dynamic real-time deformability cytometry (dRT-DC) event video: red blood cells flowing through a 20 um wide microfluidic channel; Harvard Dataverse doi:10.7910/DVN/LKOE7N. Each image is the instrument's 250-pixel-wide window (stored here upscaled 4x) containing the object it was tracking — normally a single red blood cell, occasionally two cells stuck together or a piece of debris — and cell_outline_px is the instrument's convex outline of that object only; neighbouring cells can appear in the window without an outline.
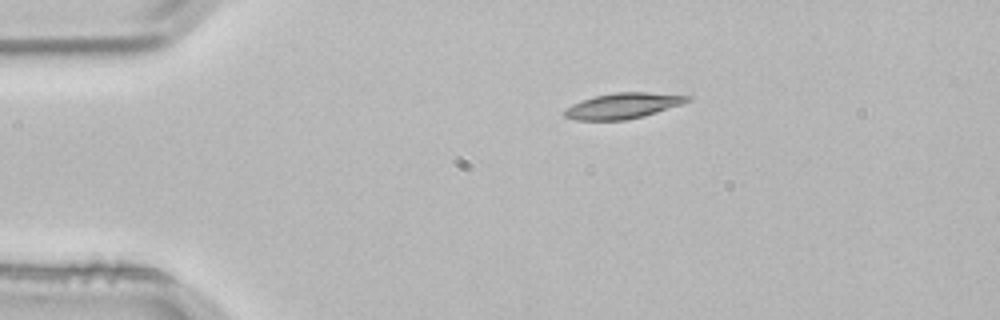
{"species": "common noctule bat (a hibernating species)", "species_latin": "Nyctalus noctula", "temperature_condition": "room temperature", "stored_images_in_passage": 2, "camera_frame_rate_fps": 3000, "um_per_image_px": 0.085, "animal": {"sex": "male", "body_mass_g": 21.5, "forearm_length_mm": 52.0}, "frame": {"image": 1, "passage_image": 1, "time_ms": 0.0, "image_size_px": [1000, 320], "cell_outline_px": [[692, 100], [644, 116], [628, 120], [576, 120], [564, 116], [564, 108], [572, 104], [596, 96], [616, 92], [648, 92], [692, 96]], "centroid_in_image_um": [52.95, 8.99], "position_along_channel_um": 32.1, "area_um2": 18.21}}